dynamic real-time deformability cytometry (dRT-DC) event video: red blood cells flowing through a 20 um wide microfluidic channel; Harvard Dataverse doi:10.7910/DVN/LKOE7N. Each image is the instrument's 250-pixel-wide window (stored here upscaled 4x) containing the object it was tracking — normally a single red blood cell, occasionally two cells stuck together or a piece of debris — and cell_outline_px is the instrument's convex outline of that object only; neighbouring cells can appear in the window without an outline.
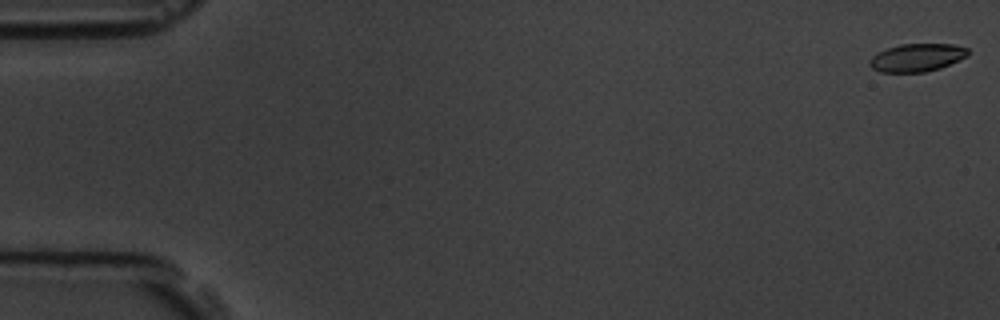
{"species": "common noctule bat (a hibernating species)", "species_latin": "Nyctalus noctula", "temperature_condition": "room temperature", "stored_images_in_passage": 11, "camera_frame_rate_fps": 3000, "um_per_image_px": 0.085, "animal": {"sex": "male", "body_mass_g": 19.5, "forearm_length_mm": 54.6}, "frame": {"image": 1, "passage_image": 1, "time_ms": 0.0, "image_size_px": [1000, 320], "cell_outline_px": [[968, 56], [940, 68], [924, 72], [880, 72], [872, 68], [868, 64], [868, 60], [872, 56], [888, 48], [900, 44], [952, 44], [968, 48]], "centroid_in_image_um": [77.93, 4.9], "position_along_channel_um": 7.1, "area_um2": 15.95}}